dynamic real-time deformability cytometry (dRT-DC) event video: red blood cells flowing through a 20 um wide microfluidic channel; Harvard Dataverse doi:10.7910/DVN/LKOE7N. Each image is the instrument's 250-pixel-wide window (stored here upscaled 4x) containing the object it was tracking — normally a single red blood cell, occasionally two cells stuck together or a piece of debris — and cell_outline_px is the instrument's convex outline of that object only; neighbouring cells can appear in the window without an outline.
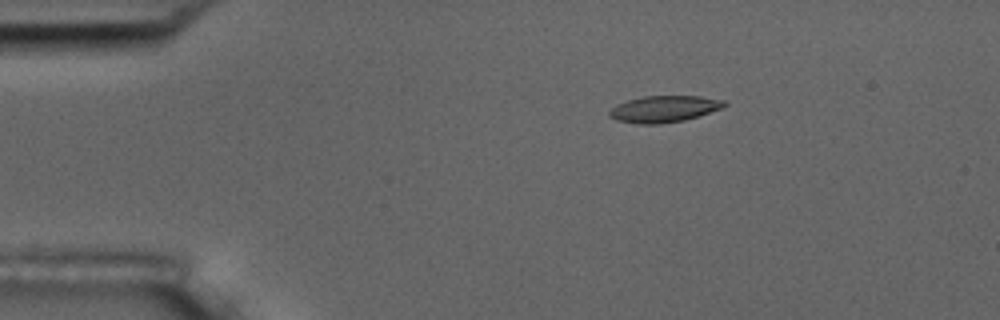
{"species": "common noctule bat (a hibernating species)", "species_latin": "Nyctalus noctula", "temperature_condition": "room temperature", "stored_images_in_passage": 6, "camera_frame_rate_fps": 3000, "um_per_image_px": 0.085, "animal": {"sex": "male", "body_mass_g": 17.5, "forearm_length_mm": 52.3}, "frame": {"image": 1, "passage_image": 6, "time_ms": 6.667, "image_size_px": [1000, 320], "cell_outline_px": [[728, 104], [720, 108], [684, 120], [660, 124], [636, 124], [616, 120], [608, 116], [608, 112], [616, 104], [628, 100], [644, 96], [700, 96], [724, 100]], "centroid_in_image_um": [56.39, 9.26], "position_along_channel_um": 28.6, "area_um2": 17.69}}